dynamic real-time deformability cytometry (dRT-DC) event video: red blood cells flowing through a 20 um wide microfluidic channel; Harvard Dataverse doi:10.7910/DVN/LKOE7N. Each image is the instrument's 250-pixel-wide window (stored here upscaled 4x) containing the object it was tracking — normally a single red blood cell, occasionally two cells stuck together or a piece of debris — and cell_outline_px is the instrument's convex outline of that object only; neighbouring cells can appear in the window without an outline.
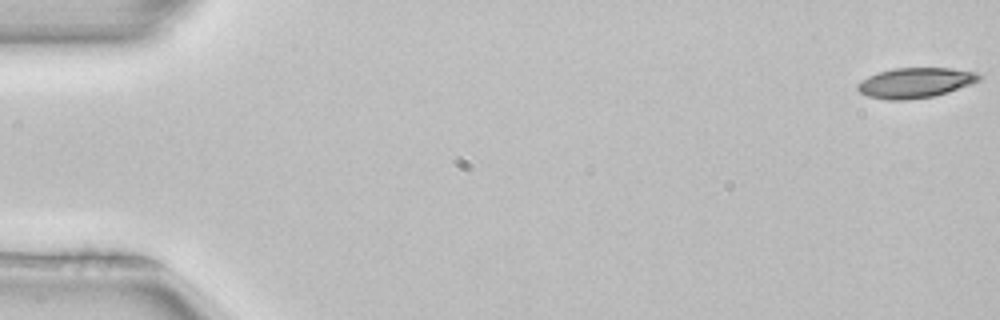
{"species": "common noctule bat (a hibernating species)", "species_latin": "Nyctalus noctula", "temperature_condition": "room temperature", "stored_images_in_passage": 52, "camera_frame_rate_fps": 3000, "um_per_image_px": 0.085, "animal": {"sex": "female", "body_mass_g": 22.7, "forearm_length_mm": 54.2}, "frame": {"image": 1, "passage_image": 1, "time_ms": 0.0, "image_size_px": [1000, 320], "cell_outline_px": [[980, 80], [972, 84], [948, 92], [932, 96], [908, 100], [884, 100], [868, 96], [860, 92], [856, 88], [856, 84], [860, 80], [876, 72], [896, 68], [952, 68], [976, 72], [980, 76]], "centroid_in_image_um": [77.76, 7.03], "position_along_channel_um": 7.2, "area_um2": 21.5}}
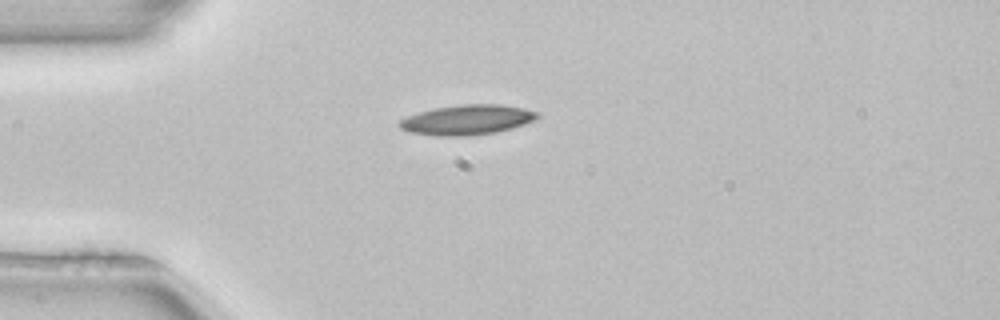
{"frame": {"image": 2, "passage_image": 14, "time_ms": 4.333, "image_size_px": [1000, 320], "cell_outline_px": [[540, 116], [536, 120], [512, 128], [496, 132], [468, 136], [436, 136], [408, 132], [400, 128], [396, 124], [400, 120], [408, 116], [420, 112], [436, 108], [460, 104], [500, 104], [524, 108], [540, 112]], "centroid_in_image_um": [39.73, 10.19], "position_along_channel_um": 45.3, "area_um2": 24.28}}
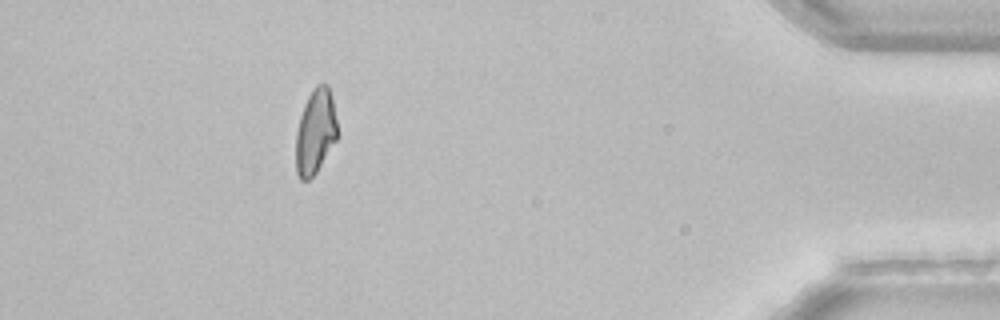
{"frame": {"image": 3, "passage_image": 47, "time_ms": 15.333, "image_size_px": [1000, 320], "cell_outline_px": [[336, 140], [316, 172], [308, 180], [300, 180], [296, 172], [296, 132], [300, 116], [304, 104], [312, 88], [316, 84], [328, 84], [332, 96], [336, 120]], "centroid_in_image_um": [26.79, 11.17], "position_along_channel_um": 408.4, "area_um2": 20.4}, "authors_computed_cell_mechanics": {"area_um2": 21.8484, "velocity_mm_per_s": 3.9858, "shape_relaxation_time_tau1_ms": 6.3954, "shape_relaxation_time_tau2_ms": null, "deformation_change_tau1": 0.1644, "deformation_change_tau2": null}}